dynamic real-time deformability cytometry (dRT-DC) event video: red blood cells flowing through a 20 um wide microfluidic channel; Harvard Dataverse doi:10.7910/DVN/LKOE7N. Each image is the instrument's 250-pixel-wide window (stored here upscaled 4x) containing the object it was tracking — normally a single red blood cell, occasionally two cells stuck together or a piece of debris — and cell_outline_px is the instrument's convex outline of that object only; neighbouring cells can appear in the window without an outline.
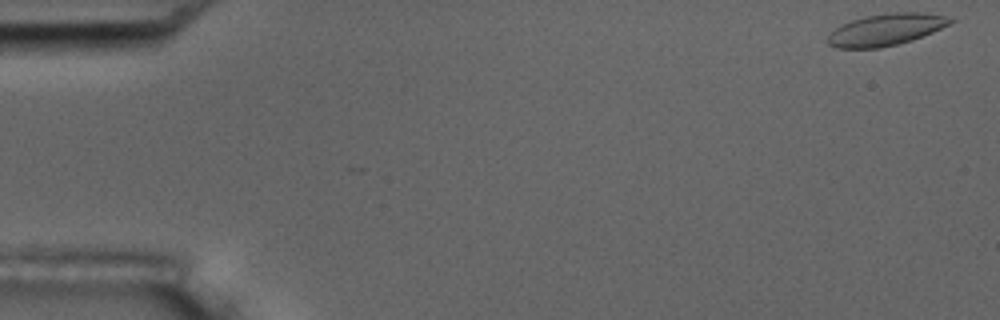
{"species": "common noctule bat (a hibernating species)", "species_latin": "Nyctalus noctula", "temperature_condition": "room temperature", "stored_images_in_passage": 5, "camera_frame_rate_fps": 3000, "um_per_image_px": 0.085, "animal": {"sex": "male", "body_mass_g": 17.5, "forearm_length_mm": 52.3}, "frame": {"image": 1, "passage_image": 1, "time_ms": 0.0, "image_size_px": [1000, 320], "cell_outline_px": [[956, 20], [932, 32], [912, 40], [880, 48], [836, 48], [828, 44], [828, 36], [840, 24], [864, 16], [892, 12], [924, 12], [944, 16]], "centroid_in_image_um": [75.28, 2.51], "position_along_channel_um": 9.7, "area_um2": 22.54}}